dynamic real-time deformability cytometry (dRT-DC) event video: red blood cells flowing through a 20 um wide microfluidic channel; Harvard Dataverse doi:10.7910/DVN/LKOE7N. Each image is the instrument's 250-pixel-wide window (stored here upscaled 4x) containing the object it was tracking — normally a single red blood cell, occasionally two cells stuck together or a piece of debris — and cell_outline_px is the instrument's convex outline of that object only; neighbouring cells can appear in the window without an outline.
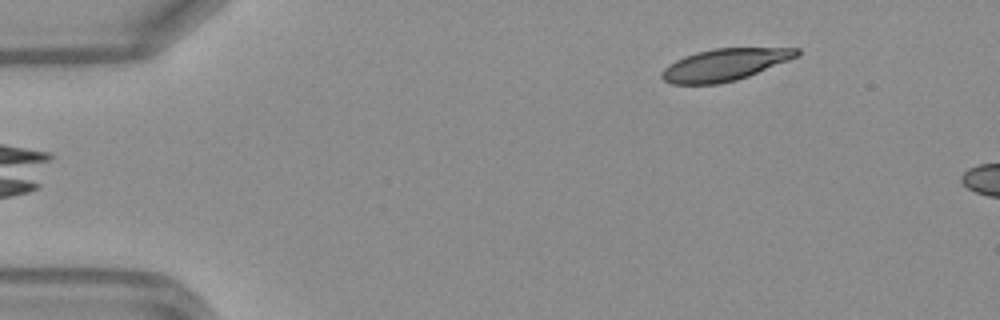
{"species": "Egyptian fruit bat (a non-hibernating species)", "species_latin": "Rousettus aegyptiacus", "temperature_condition": "warm", "stored_images_in_passage": 4, "camera_frame_rate_fps": 3000, "um_per_image_px": 0.085, "frame": {"image": 1, "passage_image": 1, "time_ms": 0.0, "image_size_px": [1000, 320], "cell_outline_px": [[800, 56], [748, 76], [736, 80], [720, 84], [672, 84], [664, 80], [660, 76], [660, 72], [668, 64], [684, 56], [696, 52], [712, 48], [800, 48]], "centroid_in_image_um": [61.59, 5.5], "position_along_channel_um": 23.4, "area_um2": 25.32}}